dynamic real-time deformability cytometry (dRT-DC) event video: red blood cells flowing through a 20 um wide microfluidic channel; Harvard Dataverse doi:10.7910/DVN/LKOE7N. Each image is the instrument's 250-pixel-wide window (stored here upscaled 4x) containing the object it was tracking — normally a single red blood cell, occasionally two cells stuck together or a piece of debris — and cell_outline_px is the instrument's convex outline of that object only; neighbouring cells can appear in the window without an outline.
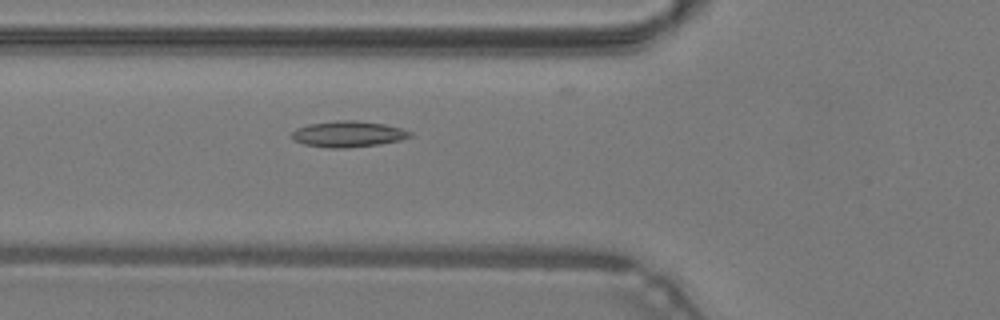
{"species": "common noctule bat (a hibernating species)", "species_latin": "Nyctalus noctula", "temperature_condition": "warm", "stored_images_in_passage": 46, "camera_frame_rate_fps": 3000, "um_per_image_px": 0.085, "animal": {"sex": "male", "body_mass_g": 19.2, "forearm_length_mm": 51.8}, "frame": {"image": 1, "passage_image": 16, "time_ms": 5.0, "image_size_px": [1000, 320], "cell_outline_px": [[412, 136], [400, 140], [380, 144], [348, 148], [328, 148], [304, 144], [296, 140], [292, 136], [292, 132], [296, 128], [308, 124], [336, 120], [356, 120], [384, 124], [400, 128], [412, 132]], "centroid_in_image_um": [29.6, 11.39], "position_along_channel_um": 96.2, "area_um2": 17.92}}
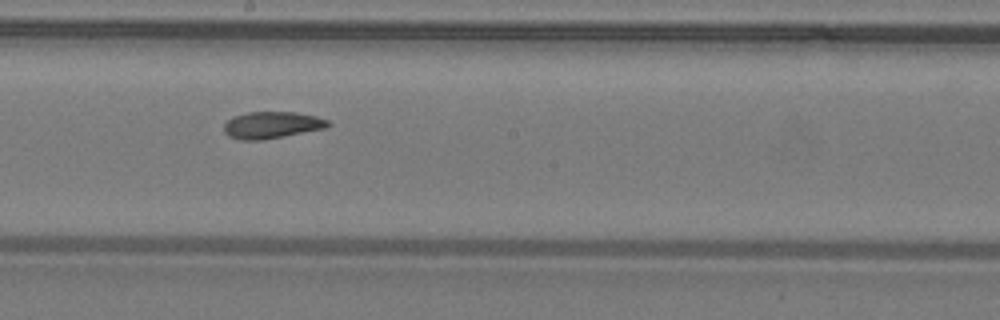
{"frame": {"image": 2, "passage_image": 25, "time_ms": 8.0, "image_size_px": [1000, 320], "cell_outline_px": [[332, 124], [328, 128], [260, 140], [240, 140], [228, 136], [224, 132], [224, 124], [232, 116], [248, 112], [296, 112], [316, 116], [328, 120]], "centroid_in_image_um": [23.11, 10.62], "position_along_channel_um": 225.1, "area_um2": 16.36}}
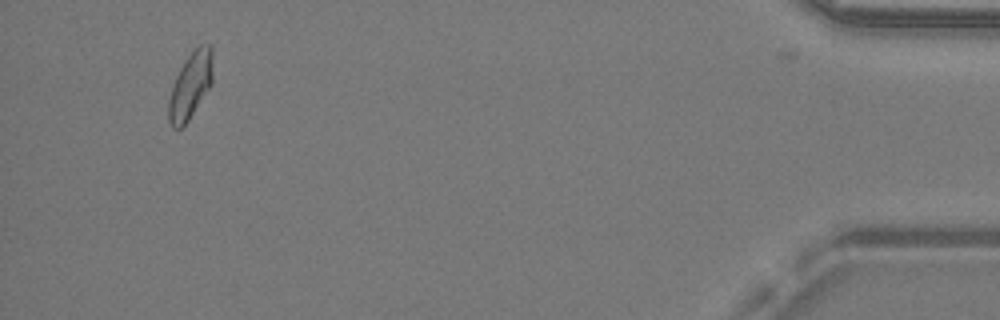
{"frame": {"image": 3, "passage_image": 44, "time_ms": 14.333, "image_size_px": [1000, 320], "cell_outline_px": [[212, 84], [188, 120], [180, 128], [172, 128], [168, 120], [168, 100], [172, 84], [184, 60], [200, 44], [212, 44]], "centroid_in_image_um": [16.18, 7.26], "position_along_channel_um": 419.0, "area_um2": 17.11}, "authors_computed_cell_mechanics": {"area_um2": 16.8776, "velocity_mm_per_s": 4.2799, "shape_relaxation_time_tau1_ms": null, "shape_relaxation_time_tau2_ms": 2.5794, "deformation_change_tau1": null, "deformation_change_tau2": 0.0672}}